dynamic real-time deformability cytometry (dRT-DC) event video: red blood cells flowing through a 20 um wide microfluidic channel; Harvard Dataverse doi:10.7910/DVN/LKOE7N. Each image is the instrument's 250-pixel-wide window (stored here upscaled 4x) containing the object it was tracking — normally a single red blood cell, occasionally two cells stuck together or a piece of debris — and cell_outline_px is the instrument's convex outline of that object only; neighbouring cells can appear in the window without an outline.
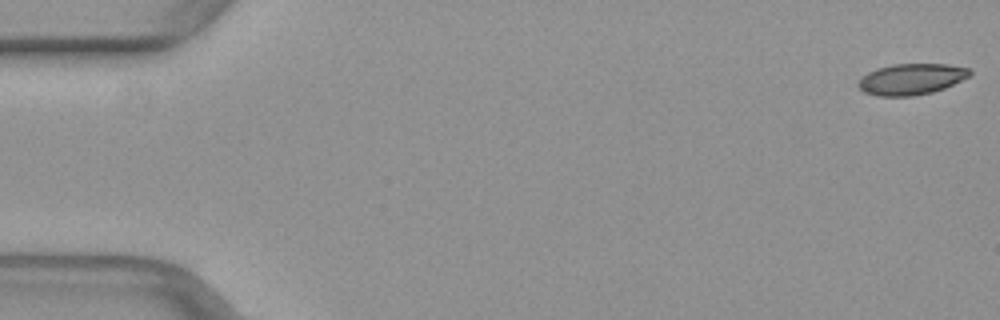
{"species": "common noctule bat (a hibernating species)", "species_latin": "Nyctalus noctula", "temperature_condition": "warm", "stored_images_in_passage": 50, "camera_frame_rate_fps": 3000, "um_per_image_px": 0.085, "animal": {"sex": "female", "body_mass_g": 29.2, "forearm_length_mm": 56.3}, "frame": {"image": 1, "passage_image": 1, "time_ms": 0.0, "image_size_px": [1000, 320], "cell_outline_px": [[972, 72], [968, 76], [944, 88], [932, 92], [912, 96], [876, 96], [864, 92], [856, 84], [868, 72], [876, 68], [896, 64], [948, 64], [968, 68]], "centroid_in_image_um": [77.43, 6.73], "position_along_channel_um": 7.6, "area_um2": 20.0}}
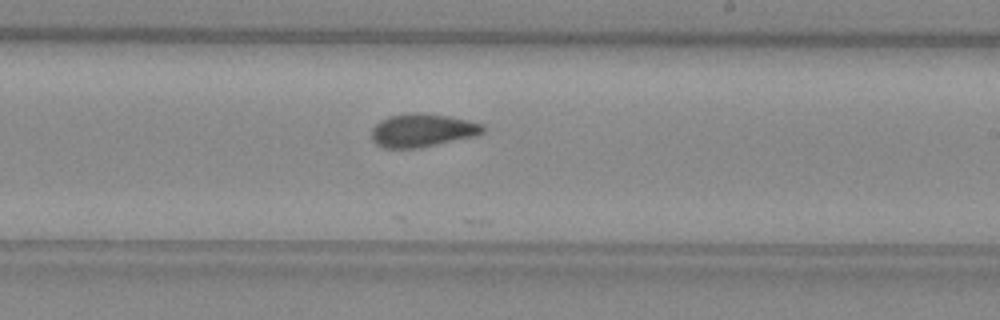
{"frame": {"image": 2, "passage_image": 30, "time_ms": 9.667, "image_size_px": [1000, 320], "cell_outline_px": [[484, 132], [476, 136], [416, 148], [384, 148], [376, 144], [372, 140], [372, 128], [380, 120], [388, 116], [408, 112], [420, 112], [448, 116], [468, 120], [484, 124]], "centroid_in_image_um": [35.89, 11.06], "position_along_channel_um": 253.1, "area_um2": 21.68}}
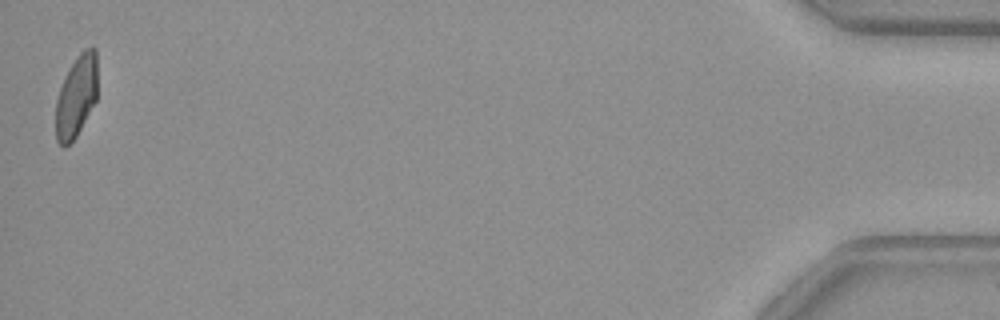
{"frame": {"image": 3, "passage_image": 50, "time_ms": 16.333, "image_size_px": [1000, 320], "cell_outline_px": [[96, 100], [76, 136], [64, 148], [56, 140], [56, 100], [60, 88], [72, 64], [80, 52], [84, 48], [96, 48]], "centroid_in_image_um": [6.48, 8.2], "position_along_channel_um": 428.7, "area_um2": 19.42}}